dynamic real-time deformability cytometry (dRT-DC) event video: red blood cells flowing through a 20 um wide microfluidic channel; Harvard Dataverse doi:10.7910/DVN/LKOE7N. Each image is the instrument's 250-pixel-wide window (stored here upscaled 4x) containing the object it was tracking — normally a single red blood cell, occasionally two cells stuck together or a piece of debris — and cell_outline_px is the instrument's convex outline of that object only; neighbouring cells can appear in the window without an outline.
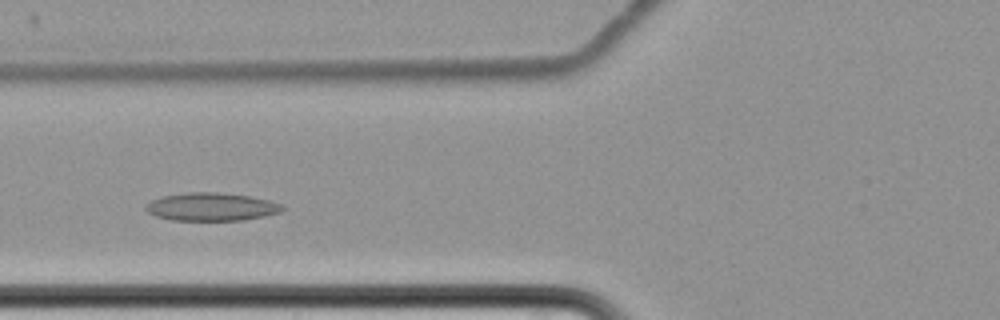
{"species": "common noctule bat (a hibernating species)", "species_latin": "Nyctalus noctula", "temperature_condition": "cold", "stored_images_in_passage": 5, "camera_frame_rate_fps": 3000, "um_per_image_px": 0.085, "animal": {"sex": "female", "body_mass_g": 22.7, "forearm_length_mm": 54.2}, "frame": {"image": 1, "passage_image": 5, "time_ms": 5.0, "image_size_px": [1000, 320], "cell_outline_px": [[288, 208], [280, 212], [264, 216], [244, 220], [172, 220], [156, 216], [148, 212], [144, 208], [152, 200], [160, 196], [188, 192], [216, 192], [248, 196], [268, 200], [284, 204]], "centroid_in_image_um": [18.0, 17.57], "position_along_channel_um": 107.8, "area_um2": 22.37}}